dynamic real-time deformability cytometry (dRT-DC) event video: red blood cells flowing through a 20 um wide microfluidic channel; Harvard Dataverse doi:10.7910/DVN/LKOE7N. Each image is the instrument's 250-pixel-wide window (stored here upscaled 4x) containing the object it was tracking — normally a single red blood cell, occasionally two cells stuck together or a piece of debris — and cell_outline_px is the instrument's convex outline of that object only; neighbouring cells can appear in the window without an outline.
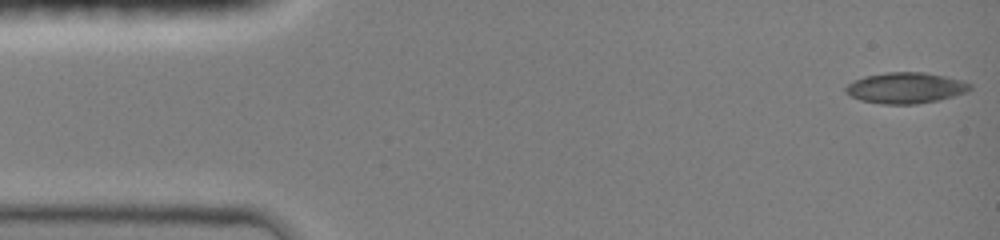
{"species": "common noctule bat (a hibernating species)", "species_latin": "Nyctalus noctula", "temperature_condition": "room temperature", "stored_images_in_passage": 47, "camera_frame_rate_fps": 3000, "um_per_image_px": 0.085, "animal": {"sex": "female", "body_mass_g": 19.0, "forearm_length_mm": 51.5}, "frame": {"image": 1, "passage_image": 1, "time_ms": 0.0, "image_size_px": [1000, 240], "cell_outline_px": [[972, 88], [964, 92], [940, 100], [916, 104], [884, 104], [860, 100], [848, 96], [844, 92], [844, 88], [848, 84], [864, 76], [884, 72], [924, 72], [944, 76], [960, 80], [972, 84]], "centroid_in_image_um": [76.93, 7.47], "position_along_channel_um": 8.1, "area_um2": 22.43}}
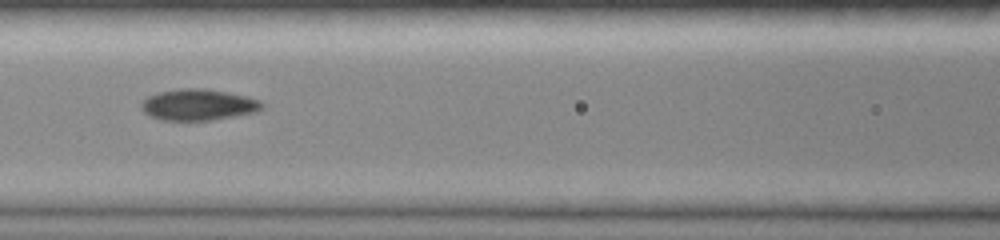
{"frame": {"image": 2, "passage_image": 20, "time_ms": 6.333, "image_size_px": [1000, 240], "cell_outline_px": [[264, 108], [256, 112], [212, 120], [160, 120], [144, 112], [140, 108], [140, 104], [148, 96], [160, 92], [180, 88], [204, 88], [244, 96], [260, 100], [264, 104]], "centroid_in_image_um": [16.85, 8.91], "position_along_channel_um": 149.7, "area_um2": 21.85}}
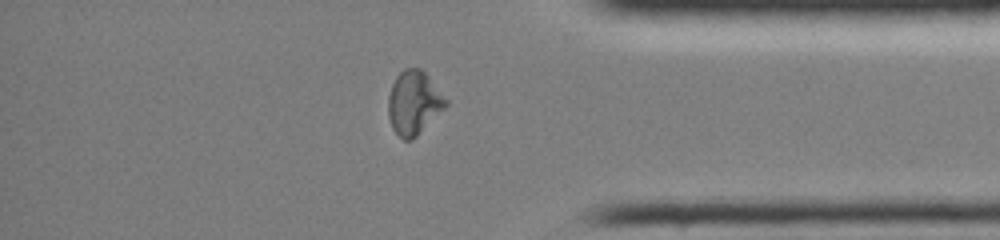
{"frame": {"image": 3, "passage_image": 39, "time_ms": 12.667, "image_size_px": [1000, 240], "cell_outline_px": [[448, 104], [412, 140], [404, 140], [392, 128], [388, 116], [388, 96], [392, 84], [396, 76], [404, 68], [420, 68], [428, 76], [448, 100]], "centroid_in_image_um": [35.16, 8.72], "position_along_channel_um": 400.0, "area_um2": 21.15}, "authors_computed_cell_mechanics": {"area_um2": 21.2704, "velocity_mm_per_s": 4.071, "shape_relaxation_time_tau1_ms": null, "shape_relaxation_time_tau2_ms": 2.6599, "deformation_change_tau1": null, "deformation_change_tau2": 0.0716}}